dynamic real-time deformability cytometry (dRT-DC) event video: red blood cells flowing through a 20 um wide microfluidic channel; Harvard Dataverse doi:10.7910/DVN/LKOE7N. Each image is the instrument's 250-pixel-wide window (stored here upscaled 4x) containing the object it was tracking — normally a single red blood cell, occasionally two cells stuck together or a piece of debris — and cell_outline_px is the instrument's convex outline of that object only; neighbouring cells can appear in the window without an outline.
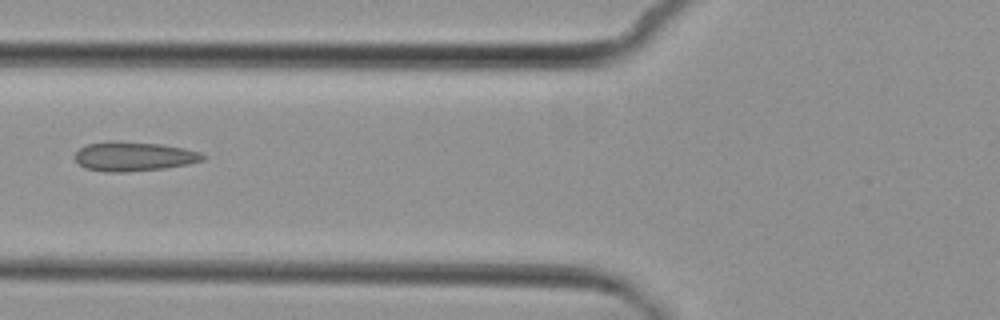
{"species": "common noctule bat (a hibernating species)", "species_latin": "Nyctalus noctula", "temperature_condition": "cold", "stored_images_in_passage": 5, "camera_frame_rate_fps": 3000, "um_per_image_px": 0.085, "animal": {"sex": "female", "body_mass_g": 29.2, "forearm_length_mm": 56.3}, "frame": {"image": 1, "passage_image": 5, "time_ms": 4.667, "image_size_px": [1000, 320], "cell_outline_px": [[208, 156], [204, 160], [188, 164], [164, 168], [124, 172], [108, 172], [84, 168], [72, 156], [80, 148], [88, 144], [108, 140], [112, 140], [160, 144], [184, 148], [200, 152]], "centroid_in_image_um": [11.37, 13.29], "position_along_channel_um": 114.4, "area_um2": 22.02}}